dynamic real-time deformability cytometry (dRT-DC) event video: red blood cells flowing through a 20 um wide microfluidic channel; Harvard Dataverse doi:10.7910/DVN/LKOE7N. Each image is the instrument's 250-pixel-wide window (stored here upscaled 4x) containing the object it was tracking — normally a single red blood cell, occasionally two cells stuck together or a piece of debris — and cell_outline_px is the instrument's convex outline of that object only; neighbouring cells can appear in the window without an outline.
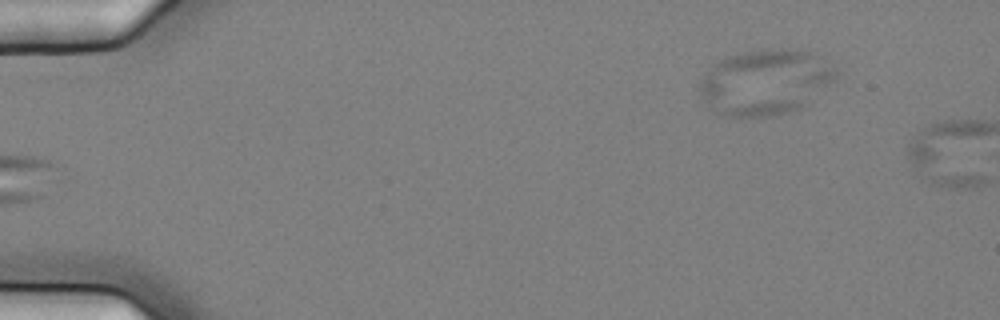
{"species": "common noctule bat (a hibernating species)", "species_latin": "Nyctalus noctula", "temperature_condition": "cold", "stored_images_in_passage": 4, "camera_frame_rate_fps": 3000, "um_per_image_px": 0.085, "animal": {"sex": "female", "body_mass_g": 25.1}, "frame": {"image": 1, "passage_image": 4, "time_ms": 1.0, "image_size_px": [1000, 320], "cell_outline_px": [[840, 72], [836, 80], [808, 104], [800, 108], [788, 112], [772, 116], [716, 116], [700, 92], [700, 84], [704, 76], [712, 64], [728, 56], [744, 52], [768, 48], [784, 48], [812, 52], [836, 68]], "centroid_in_image_um": [65.09, 6.98], "position_along_channel_um": 19.9, "area_um2": 52.31}}